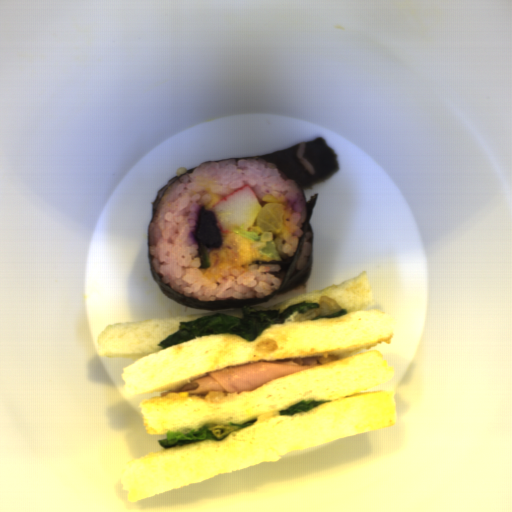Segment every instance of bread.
<instances>
[{
  "label": "bread",
  "instance_id": "bread-1",
  "mask_svg": "<svg viewBox=\"0 0 512 512\" xmlns=\"http://www.w3.org/2000/svg\"><path fill=\"white\" fill-rule=\"evenodd\" d=\"M336 300L346 314L295 322L296 311L283 323L270 324L253 341L234 334L201 336L162 349L158 343L178 331L181 322L211 314L243 318V310L109 324L97 337L99 357L135 359L121 379L125 392L180 390L219 369L291 358H318L322 365L283 376L251 391L167 393L143 399L139 409L149 435L187 433L208 423L252 425L222 440L205 439L154 450L125 464L119 475L128 501L146 500L262 463H276L299 451L396 424L394 390L365 392L388 381L395 369L379 351L392 344L393 318L366 309L373 292L367 271L341 284L295 296L258 311H279L300 302ZM332 400L307 412L280 415L301 400Z\"/></svg>",
  "mask_w": 512,
  "mask_h": 512
}]
</instances>
